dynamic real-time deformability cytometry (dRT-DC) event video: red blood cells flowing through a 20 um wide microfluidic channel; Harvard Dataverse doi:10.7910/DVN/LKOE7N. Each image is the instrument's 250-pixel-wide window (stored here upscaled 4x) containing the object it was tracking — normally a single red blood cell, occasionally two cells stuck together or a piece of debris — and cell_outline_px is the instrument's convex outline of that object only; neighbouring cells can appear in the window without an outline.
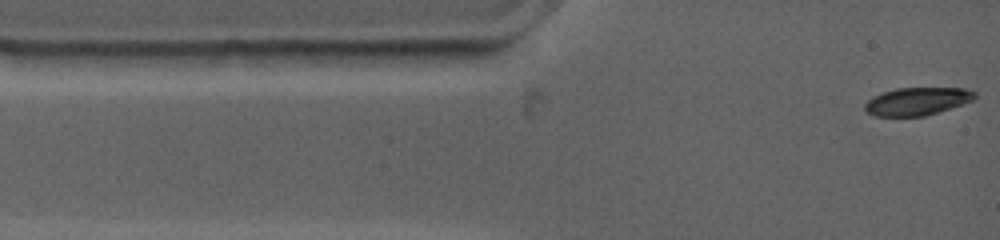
{"species": "common noctule bat (a hibernating species)", "species_latin": "Nyctalus noctula", "temperature_condition": "warm", "stored_images_in_passage": 31, "camera_frame_rate_fps": 4500, "um_per_image_px": 0.085, "animal": {"sex": "female", "body_mass_g": 19.0, "forearm_length_mm": 53.3}, "frame": {"image": 1, "passage_image": 1, "time_ms": 0.0, "image_size_px": [1000, 240], "cell_outline_px": [[976, 96], [972, 100], [964, 104], [924, 116], [876, 116], [868, 112], [864, 108], [864, 104], [872, 96], [896, 88], [964, 88], [976, 92]], "centroid_in_image_um": [77.96, 8.61], "position_along_channel_um": 7.0, "area_um2": 17.74}}
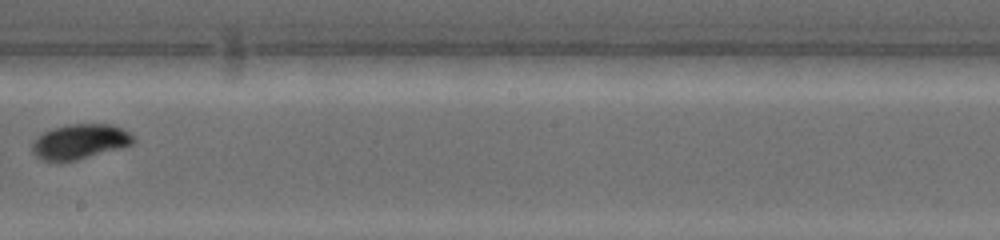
{"frame": {"image": 2, "passage_image": 14, "time_ms": 7.333, "image_size_px": [1000, 240], "cell_outline_px": [[136, 140], [132, 144], [120, 148], [76, 160], [44, 160], [36, 156], [32, 148], [32, 144], [36, 136], [52, 128], [68, 124], [112, 124], [128, 132]], "centroid_in_image_um": [6.78, 12.01], "position_along_channel_um": 241.4, "area_um2": 20.29}}
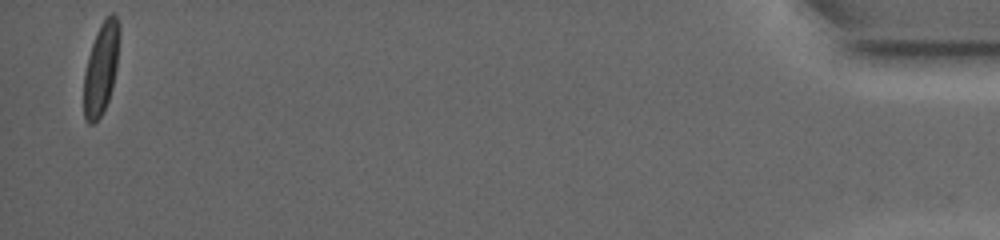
{"frame": {"image": 3, "passage_image": 31, "time_ms": 16.222, "image_size_px": [1000, 240], "cell_outline_px": [[120, 32], [116, 68], [112, 88], [108, 100], [100, 116], [92, 124], [88, 124], [84, 120], [84, 72], [88, 56], [96, 32], [100, 24], [112, 12], [116, 16], [120, 24]], "centroid_in_image_um": [8.59, 5.8], "position_along_channel_um": 426.6, "area_um2": 18.96}, "authors_computed_cell_mechanics": {"area_um2": 19.074, "velocity_mm_per_s": 3.766, "shape_relaxation_time_tau1_ms": 2.413, "shape_relaxation_time_tau2_ms": 1.0779, "deformation_change_tau1": 0.1324, "deformation_change_tau2": 0.0237}}